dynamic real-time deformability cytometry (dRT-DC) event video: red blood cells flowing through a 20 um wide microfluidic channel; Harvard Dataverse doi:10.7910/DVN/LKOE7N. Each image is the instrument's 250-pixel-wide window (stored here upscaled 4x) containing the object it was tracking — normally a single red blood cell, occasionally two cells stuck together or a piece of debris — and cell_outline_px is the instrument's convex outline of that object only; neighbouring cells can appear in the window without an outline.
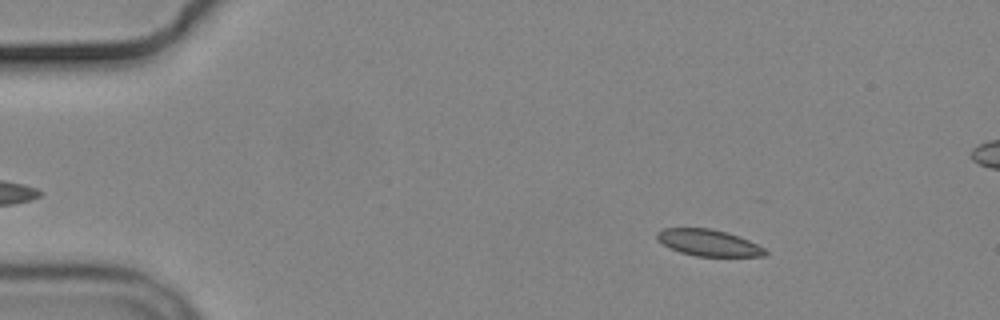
{"species": "common noctule bat (a hibernating species)", "species_latin": "Nyctalus noctula", "temperature_condition": "cold", "stored_images_in_passage": 7, "camera_frame_rate_fps": 3000, "um_per_image_px": 0.085, "animal": {"sex": "male", "body_mass_g": 19.2, "forearm_length_mm": 51.8}, "frame": {"image": 1, "passage_image": 3, "time_ms": 2.333, "image_size_px": [1000, 320], "cell_outline_px": [[768, 252], [764, 256], [696, 256], [680, 252], [668, 248], [656, 236], [656, 232], [664, 228], [712, 228], [748, 240], [764, 248]], "centroid_in_image_um": [60.19, 20.63], "position_along_channel_um": 24.8, "area_um2": 16.47}}
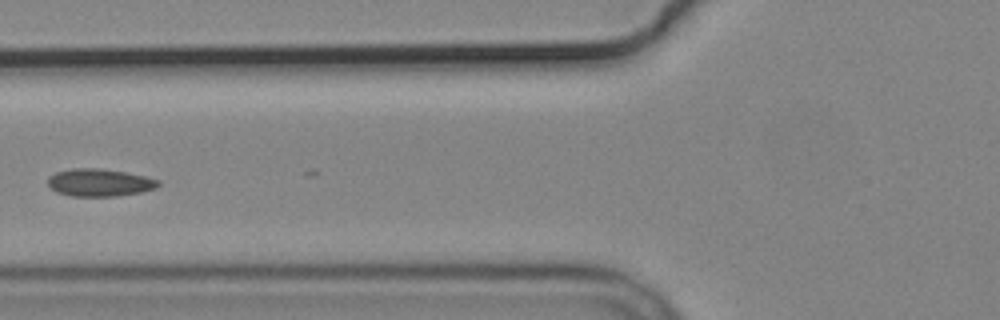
{"frame": {"image": 2, "passage_image": 6, "time_ms": 7.0, "image_size_px": [1000, 320], "cell_outline_px": [[160, 184], [156, 188], [140, 192], [116, 196], [72, 196], [56, 192], [48, 184], [48, 176], [56, 172], [72, 168], [100, 168], [124, 172], [144, 176], [160, 180]], "centroid_in_image_um": [8.45, 15.51], "position_along_channel_um": 117.4, "area_um2": 17.69}}
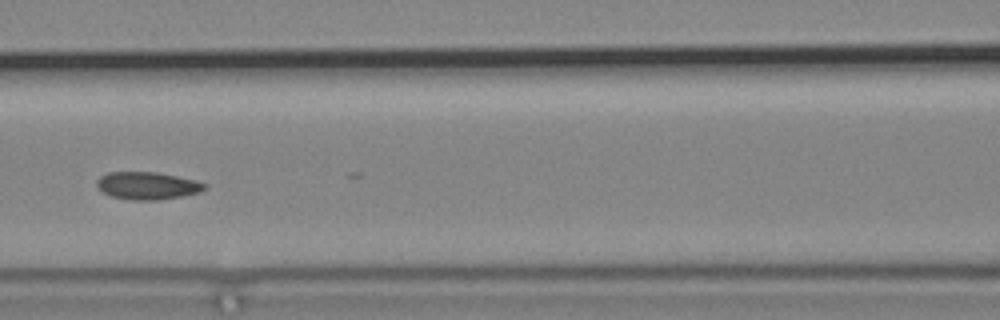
{"frame": {"image": 3, "passage_image": 7, "time_ms": 8.0, "image_size_px": [1000, 320], "cell_outline_px": [[208, 188], [200, 192], [184, 196], [156, 200], [132, 200], [112, 196], [104, 192], [96, 184], [96, 180], [100, 176], [108, 172], [156, 172], [196, 180], [208, 184]], "centroid_in_image_um": [12.58, 15.78], "position_along_channel_um": 154.0, "area_um2": 17.34}}